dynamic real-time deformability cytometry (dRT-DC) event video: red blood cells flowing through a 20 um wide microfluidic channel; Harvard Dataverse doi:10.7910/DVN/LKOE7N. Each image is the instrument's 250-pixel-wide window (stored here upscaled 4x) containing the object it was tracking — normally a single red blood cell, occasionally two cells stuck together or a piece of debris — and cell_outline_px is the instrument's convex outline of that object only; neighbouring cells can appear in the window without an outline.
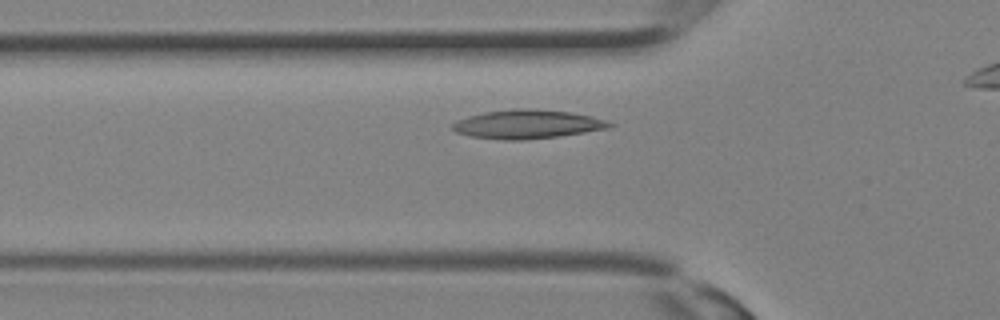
{"species": "Egyptian fruit bat (a non-hibernating species)", "species_latin": "Rousettus aegyptiacus", "temperature_condition": "room temperature", "stored_images_in_passage": 22, "camera_frame_rate_fps": 3000, "um_per_image_px": 0.085, "animal": {"sex": "female"}, "frame": {"image": 1, "passage_image": 6, "time_ms": 1.667, "image_size_px": [1000, 320], "cell_outline_px": [[616, 124], [608, 128], [584, 132], [556, 136], [520, 140], [504, 140], [472, 136], [456, 132], [452, 128], [452, 124], [456, 120], [468, 116], [484, 112], [512, 108], [536, 108], [572, 112], [592, 116], [608, 120]], "centroid_in_image_um": [44.84, 10.53], "position_along_channel_um": 81.0, "area_um2": 26.47}}
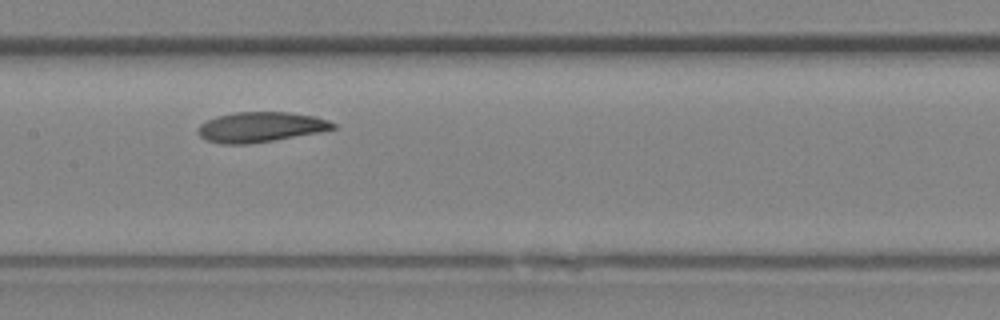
{"frame": {"image": 2, "passage_image": 11, "time_ms": 3.333, "image_size_px": [1000, 320], "cell_outline_px": [[336, 128], [320, 132], [248, 144], [224, 144], [208, 140], [200, 136], [196, 132], [196, 128], [200, 124], [216, 116], [232, 112], [288, 112], [312, 116], [328, 120], [336, 124]], "centroid_in_image_um": [22.11, 10.79], "position_along_channel_um": 185.3, "area_um2": 23.58}}
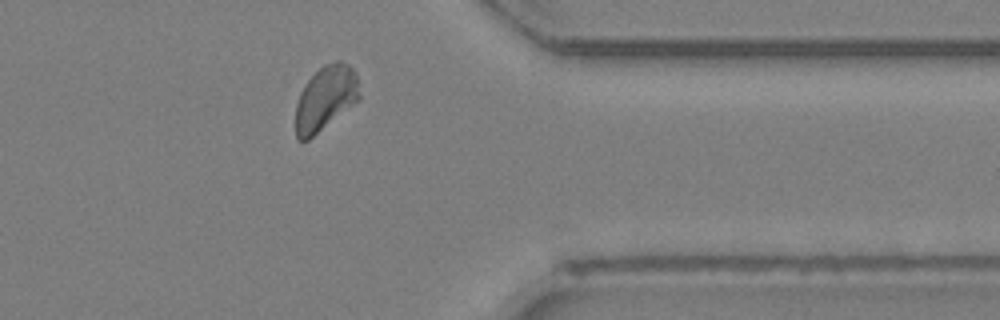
{"frame": {"image": 3, "passage_image": 21, "time_ms": 6.667, "image_size_px": [1000, 320], "cell_outline_px": [[360, 100], [308, 140], [296, 140], [296, 104], [300, 92], [304, 84], [324, 64], [336, 60], [340, 60], [348, 64], [356, 72], [360, 96]], "centroid_in_image_um": [27.68, 8.34], "position_along_channel_um": 383.7, "area_um2": 24.1}}